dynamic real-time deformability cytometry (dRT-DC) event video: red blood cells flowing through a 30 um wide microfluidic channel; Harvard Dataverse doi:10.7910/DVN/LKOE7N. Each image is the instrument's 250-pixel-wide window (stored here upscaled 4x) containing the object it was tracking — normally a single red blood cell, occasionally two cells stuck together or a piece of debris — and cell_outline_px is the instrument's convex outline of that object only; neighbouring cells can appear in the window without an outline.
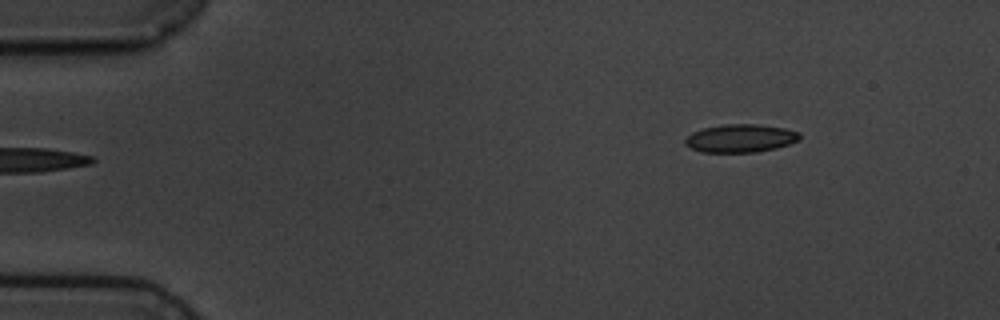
{"species": "common noctule bat (a hibernating species)", "species_latin": "Nyctalus noctula", "temperature_condition": "cold", "stored_images_in_passage": 6, "segment_of_instrument_passage": [2, 2], "camera_frame_rate_fps": 3000, "um_per_image_px": 0.085, "animal": {"sex": "male", "body_mass_g": 19.5, "forearm_length_mm": 54.6}, "frame": {"image": 1, "passage_image": 6, "time_ms": 5.667, "image_size_px": [1000, 320], "cell_outline_px": [[800, 140], [776, 148], [756, 152], [700, 152], [684, 144], [684, 140], [692, 132], [704, 128], [724, 124], [756, 124], [784, 128], [800, 132]], "centroid_in_image_um": [62.94, 11.75], "position_along_channel_um": 22.1, "area_um2": 18.73}}